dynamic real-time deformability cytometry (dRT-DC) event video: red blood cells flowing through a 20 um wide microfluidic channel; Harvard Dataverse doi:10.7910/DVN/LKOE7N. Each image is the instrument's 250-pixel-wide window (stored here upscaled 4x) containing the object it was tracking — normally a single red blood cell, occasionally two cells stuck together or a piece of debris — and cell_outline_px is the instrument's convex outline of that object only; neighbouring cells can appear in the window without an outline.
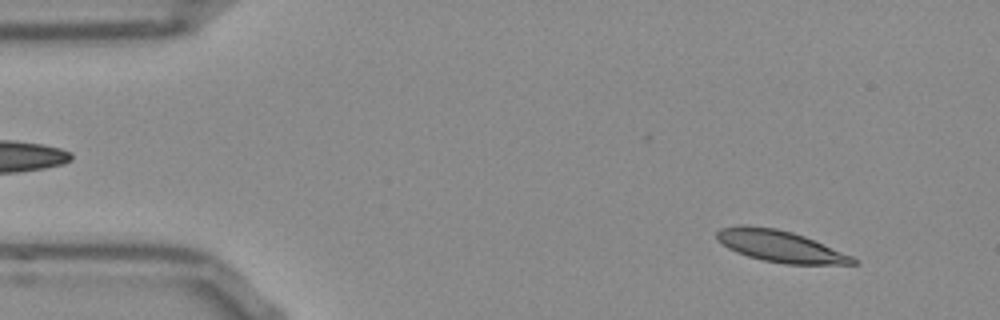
{"species": "Egyptian fruit bat (a non-hibernating species)", "species_latin": "Rousettus aegyptiacus", "temperature_condition": "room temperature", "stored_images_in_passage": 51, "camera_frame_rate_fps": 3000, "um_per_image_px": 0.085, "frame": {"image": 1, "passage_image": 4, "time_ms": 1.0, "image_size_px": [1000, 320], "cell_outline_px": [[856, 264], [784, 264], [764, 260], [748, 256], [736, 252], [728, 248], [716, 240], [716, 232], [720, 228], [740, 224], [748, 224], [776, 228], [792, 232], [804, 236], [852, 256], [856, 260]], "centroid_in_image_um": [66.24, 20.91], "position_along_channel_um": 18.8, "area_um2": 25.03}}
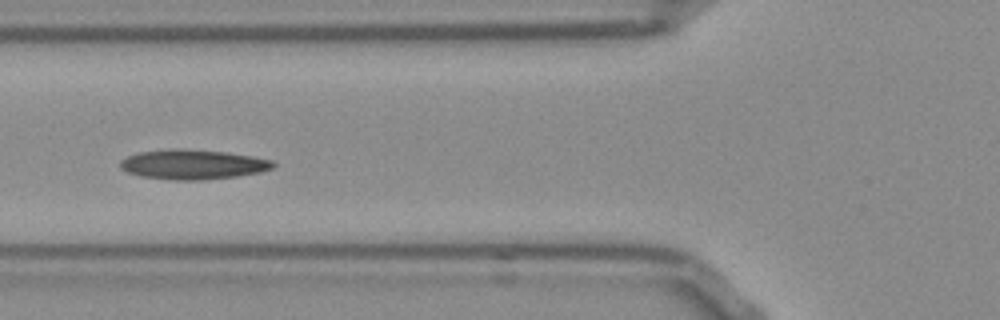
{"frame": {"image": 2, "passage_image": 18, "time_ms": 5.667, "image_size_px": [1000, 320], "cell_outline_px": [[276, 164], [272, 168], [260, 172], [236, 176], [200, 180], [172, 180], [140, 176], [128, 172], [120, 168], [120, 160], [128, 156], [140, 152], [168, 148], [184, 148], [224, 152], [252, 156], [272, 160]], "centroid_in_image_um": [16.37, 13.97], "position_along_channel_um": 109.4, "area_um2": 26.53}}
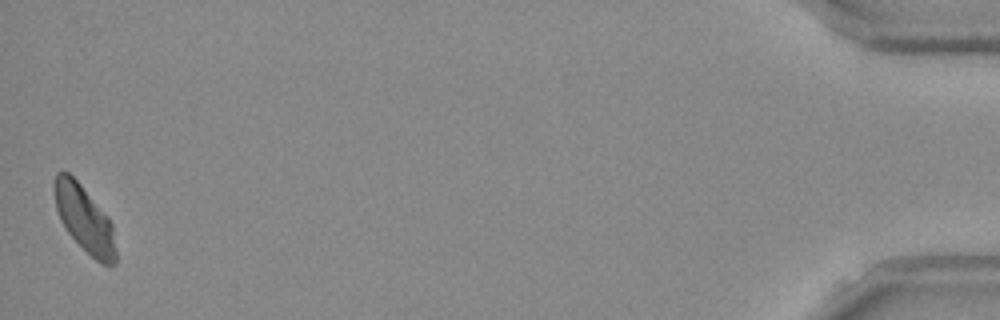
{"frame": {"image": 3, "passage_image": 51, "time_ms": 16.667, "image_size_px": [1000, 320], "cell_outline_px": [[116, 264], [108, 268], [100, 264], [68, 232], [60, 220], [56, 208], [52, 188], [52, 184], [56, 172], [68, 172], [80, 184], [112, 224], [116, 252]], "centroid_in_image_um": [7.15, 18.63], "position_along_channel_um": 428.0, "area_um2": 23.52}, "authors_computed_cell_mechanics": {"area_um2": 24.9696, "velocity_mm_per_s": 3.7908, "shape_relaxation_time_tau1_ms": 8.1979, "shape_relaxation_time_tau2_ms": 5.6466, "deformation_change_tau1": 0.1702, "deformation_change_tau2": 0.0842}}